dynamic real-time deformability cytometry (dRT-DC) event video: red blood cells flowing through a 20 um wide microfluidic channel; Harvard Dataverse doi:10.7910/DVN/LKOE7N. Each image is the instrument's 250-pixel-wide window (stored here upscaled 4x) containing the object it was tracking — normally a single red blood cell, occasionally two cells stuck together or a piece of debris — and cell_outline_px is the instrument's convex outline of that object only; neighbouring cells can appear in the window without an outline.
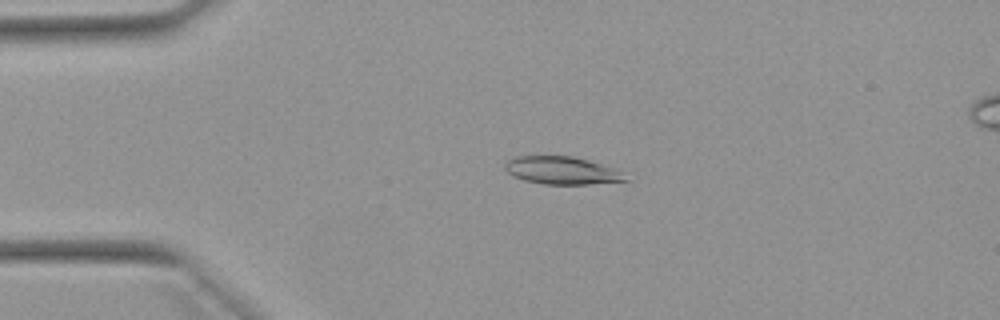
{"species": "Egyptian fruit bat (a non-hibernating species)", "species_latin": "Rousettus aegyptiacus", "temperature_condition": "warm", "stored_images_in_passage": 52, "camera_frame_rate_fps": 3000, "um_per_image_px": 0.085, "animal": {"sex": "female"}, "frame": {"image": 1, "passage_image": 12, "time_ms": 3.667, "image_size_px": [1000, 320], "cell_outline_px": [[632, 180], [588, 184], [544, 184], [524, 180], [512, 176], [504, 168], [504, 164], [512, 156], [572, 156], [588, 160], [616, 168]], "centroid_in_image_um": [47.77, 14.49], "position_along_channel_um": 37.2, "area_um2": 19.59}}
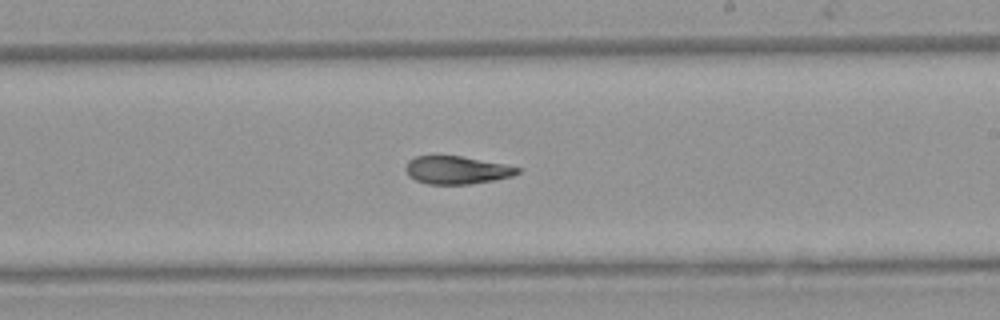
{"frame": {"image": 2, "passage_image": 31, "time_ms": 10.0, "image_size_px": [1000, 320], "cell_outline_px": [[520, 172], [512, 176], [492, 180], [468, 184], [428, 184], [416, 180], [408, 176], [404, 168], [408, 160], [416, 156], [460, 156], [504, 164], [520, 168]], "centroid_in_image_um": [38.78, 14.45], "position_along_channel_um": 250.2, "area_um2": 18.03}}
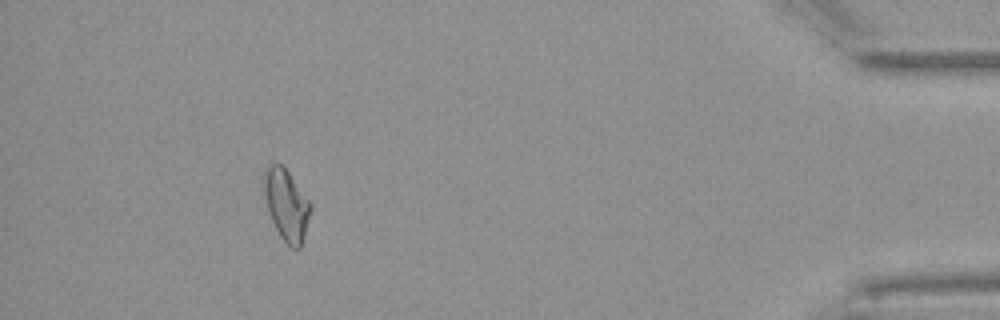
{"frame": {"image": 3, "passage_image": 48, "time_ms": 15.667, "image_size_px": [1000, 320], "cell_outline_px": [[312, 212], [300, 248], [292, 248], [280, 236], [268, 212], [264, 192], [264, 172], [272, 164], [280, 164], [288, 172], [312, 204]], "centroid_in_image_um": [24.37, 17.44], "position_along_channel_um": 410.8, "area_um2": 19.02}, "authors_computed_cell_mechanics": {"area_um2": 19.5653, "velocity_mm_per_s": 3.916, "shape_relaxation_time_tau1_ms": null, "shape_relaxation_time_tau2_ms": 3.6438, "deformation_change_tau1": null, "deformation_change_tau2": 0.095}}